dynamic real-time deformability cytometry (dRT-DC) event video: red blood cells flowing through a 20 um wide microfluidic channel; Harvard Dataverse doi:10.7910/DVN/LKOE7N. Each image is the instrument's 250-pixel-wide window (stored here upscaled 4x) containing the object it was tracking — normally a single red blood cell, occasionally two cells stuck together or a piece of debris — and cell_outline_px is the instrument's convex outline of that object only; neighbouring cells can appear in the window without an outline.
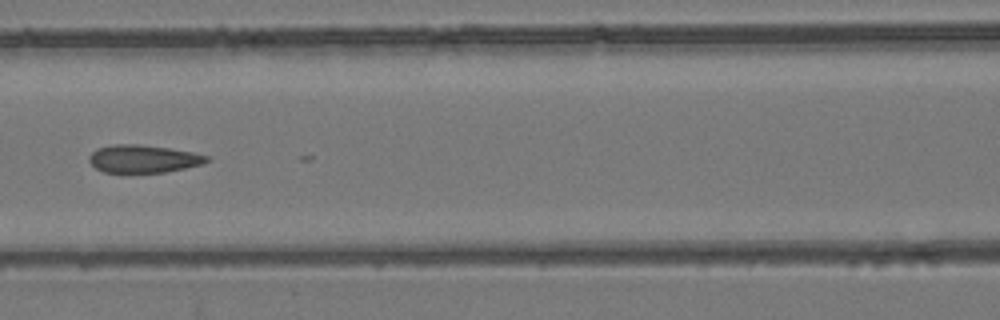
{"species": "common noctule bat (a hibernating species)", "species_latin": "Nyctalus noctula", "temperature_condition": "room temperature", "stored_images_in_passage": 7, "camera_frame_rate_fps": 3000, "um_per_image_px": 0.085, "animal": {"sex": "female", "body_mass_g": 24.6, "forearm_length_mm": 56.2}, "frame": {"image": 1, "passage_image": 7, "time_ms": 2.0, "image_size_px": [1000, 320], "cell_outline_px": [[208, 160], [204, 164], [164, 172], [104, 172], [96, 168], [88, 160], [88, 156], [96, 148], [116, 144], [140, 144], [168, 148], [192, 152], [208, 156]], "centroid_in_image_um": [12.15, 13.49], "position_along_channel_um": 154.4, "area_um2": 18.9}}